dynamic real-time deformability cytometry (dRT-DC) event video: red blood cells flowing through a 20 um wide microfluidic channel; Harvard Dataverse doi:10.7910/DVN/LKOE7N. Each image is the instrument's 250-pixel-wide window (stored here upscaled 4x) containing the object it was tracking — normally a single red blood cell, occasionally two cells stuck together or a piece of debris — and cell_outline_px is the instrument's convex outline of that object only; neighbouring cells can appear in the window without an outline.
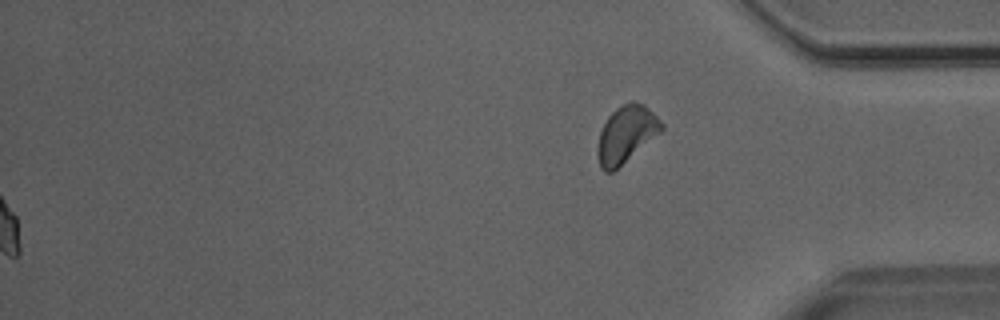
{"species": "Egyptian fruit bat (a non-hibernating species)", "species_latin": "Rousettus aegyptiacus", "temperature_condition": "room temperature", "stored_images_in_passage": 49, "segment_of_instrument_passage": [2, 2], "camera_frame_rate_fps": 3000, "um_per_image_px": 0.085, "animal": {"sex": "male"}, "frame": {"image": 1, "passage_image": 49, "time_ms": 16.0, "image_size_px": [1000, 320], "cell_outline_px": [[664, 128], [660, 132], [612, 172], [604, 172], [600, 168], [596, 156], [596, 148], [600, 132], [608, 116], [616, 108], [632, 100], [644, 104], [664, 124]], "centroid_in_image_um": [53.19, 11.41], "position_along_channel_um": 382.0, "area_um2": 20.98}}